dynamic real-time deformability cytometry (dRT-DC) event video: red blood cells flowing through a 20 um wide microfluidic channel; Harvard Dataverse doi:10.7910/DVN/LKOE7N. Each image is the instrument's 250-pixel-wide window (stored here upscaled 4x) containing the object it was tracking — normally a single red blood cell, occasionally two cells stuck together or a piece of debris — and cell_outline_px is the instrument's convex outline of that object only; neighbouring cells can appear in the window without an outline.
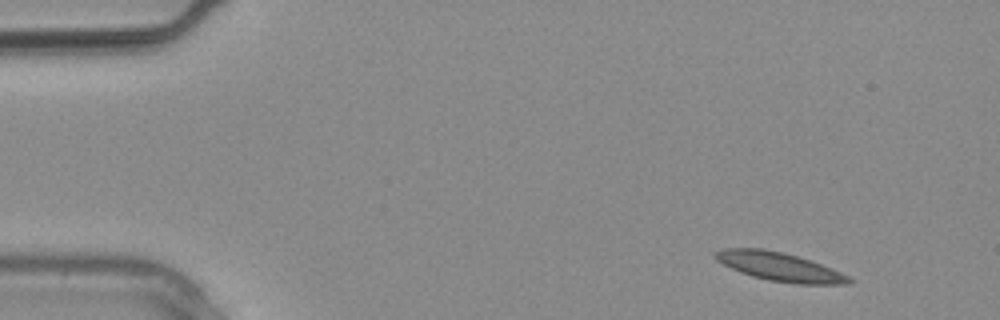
{"species": "common noctule bat (a hibernating species)", "species_latin": "Nyctalus noctula", "temperature_condition": "warm", "stored_images_in_passage": 2, "camera_frame_rate_fps": 3000, "um_per_image_px": 0.085, "animal": {"sex": "male", "body_mass_g": 20.4}, "frame": {"image": 1, "passage_image": 1, "time_ms": 0.0, "image_size_px": [1000, 320], "cell_outline_px": [[856, 280], [848, 284], [796, 284], [768, 280], [752, 276], [740, 272], [716, 260], [712, 256], [712, 252], [724, 248], [764, 248], [784, 252], [820, 264], [852, 276]], "centroid_in_image_um": [66.27, 22.67], "position_along_channel_um": 18.7, "area_um2": 22.48}}